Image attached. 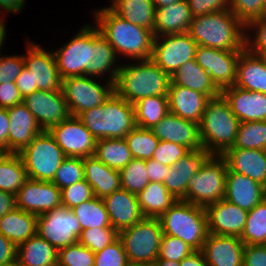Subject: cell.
<instances>
[{"mask_svg":"<svg viewBox=\"0 0 266 266\" xmlns=\"http://www.w3.org/2000/svg\"><path fill=\"white\" fill-rule=\"evenodd\" d=\"M96 11V27L116 54L135 60L151 59L154 35L150 29L128 22L109 7Z\"/></svg>","mask_w":266,"mask_h":266,"instance_id":"6da1fadb","label":"cell"},{"mask_svg":"<svg viewBox=\"0 0 266 266\" xmlns=\"http://www.w3.org/2000/svg\"><path fill=\"white\" fill-rule=\"evenodd\" d=\"M245 28L246 25L226 9L193 17L188 33L203 47L243 51L246 48Z\"/></svg>","mask_w":266,"mask_h":266,"instance_id":"7a4b0ae2","label":"cell"},{"mask_svg":"<svg viewBox=\"0 0 266 266\" xmlns=\"http://www.w3.org/2000/svg\"><path fill=\"white\" fill-rule=\"evenodd\" d=\"M170 83L171 76L153 60H139L138 64L120 67L114 91L134 105L145 97L168 96Z\"/></svg>","mask_w":266,"mask_h":266,"instance_id":"3957f363","label":"cell"},{"mask_svg":"<svg viewBox=\"0 0 266 266\" xmlns=\"http://www.w3.org/2000/svg\"><path fill=\"white\" fill-rule=\"evenodd\" d=\"M78 118L96 140L125 138L136 126L134 105L115 91L102 105L83 111Z\"/></svg>","mask_w":266,"mask_h":266,"instance_id":"277c9868","label":"cell"},{"mask_svg":"<svg viewBox=\"0 0 266 266\" xmlns=\"http://www.w3.org/2000/svg\"><path fill=\"white\" fill-rule=\"evenodd\" d=\"M239 119L222 95L210 99L199 124L202 148L212 155H222L233 147Z\"/></svg>","mask_w":266,"mask_h":266,"instance_id":"5b68a950","label":"cell"},{"mask_svg":"<svg viewBox=\"0 0 266 266\" xmlns=\"http://www.w3.org/2000/svg\"><path fill=\"white\" fill-rule=\"evenodd\" d=\"M163 234L177 237L201 251L209 234L205 208L177 200L159 218Z\"/></svg>","mask_w":266,"mask_h":266,"instance_id":"8992f818","label":"cell"},{"mask_svg":"<svg viewBox=\"0 0 266 266\" xmlns=\"http://www.w3.org/2000/svg\"><path fill=\"white\" fill-rule=\"evenodd\" d=\"M228 167L221 155H212L187 185L184 201L206 207L224 198Z\"/></svg>","mask_w":266,"mask_h":266,"instance_id":"52a82bcc","label":"cell"},{"mask_svg":"<svg viewBox=\"0 0 266 266\" xmlns=\"http://www.w3.org/2000/svg\"><path fill=\"white\" fill-rule=\"evenodd\" d=\"M18 154L28 178L39 181H53L56 171L66 157L47 130H42Z\"/></svg>","mask_w":266,"mask_h":266,"instance_id":"ba28073f","label":"cell"},{"mask_svg":"<svg viewBox=\"0 0 266 266\" xmlns=\"http://www.w3.org/2000/svg\"><path fill=\"white\" fill-rule=\"evenodd\" d=\"M162 235L159 219L149 217L118 232L129 263L153 264L158 257Z\"/></svg>","mask_w":266,"mask_h":266,"instance_id":"9c48e42d","label":"cell"},{"mask_svg":"<svg viewBox=\"0 0 266 266\" xmlns=\"http://www.w3.org/2000/svg\"><path fill=\"white\" fill-rule=\"evenodd\" d=\"M81 31L60 49L53 52L62 79L86 75V67L93 58V25Z\"/></svg>","mask_w":266,"mask_h":266,"instance_id":"30bf717a","label":"cell"},{"mask_svg":"<svg viewBox=\"0 0 266 266\" xmlns=\"http://www.w3.org/2000/svg\"><path fill=\"white\" fill-rule=\"evenodd\" d=\"M62 91L71 116L102 105L114 92V83L108 81L101 86L89 76L62 79Z\"/></svg>","mask_w":266,"mask_h":266,"instance_id":"8fae6325","label":"cell"},{"mask_svg":"<svg viewBox=\"0 0 266 266\" xmlns=\"http://www.w3.org/2000/svg\"><path fill=\"white\" fill-rule=\"evenodd\" d=\"M81 226L71 209L60 206L37 216V234L57 250L78 242Z\"/></svg>","mask_w":266,"mask_h":266,"instance_id":"7c38bea8","label":"cell"},{"mask_svg":"<svg viewBox=\"0 0 266 266\" xmlns=\"http://www.w3.org/2000/svg\"><path fill=\"white\" fill-rule=\"evenodd\" d=\"M197 46L188 32L157 36L153 40L151 60L172 76L187 61L195 59Z\"/></svg>","mask_w":266,"mask_h":266,"instance_id":"4fadbf2b","label":"cell"},{"mask_svg":"<svg viewBox=\"0 0 266 266\" xmlns=\"http://www.w3.org/2000/svg\"><path fill=\"white\" fill-rule=\"evenodd\" d=\"M48 131L65 156L86 158L94 155L96 139L78 116H70Z\"/></svg>","mask_w":266,"mask_h":266,"instance_id":"5bb4252c","label":"cell"},{"mask_svg":"<svg viewBox=\"0 0 266 266\" xmlns=\"http://www.w3.org/2000/svg\"><path fill=\"white\" fill-rule=\"evenodd\" d=\"M242 51H225L198 45L195 60L207 71L216 85L222 91L235 85L237 63Z\"/></svg>","mask_w":266,"mask_h":266,"instance_id":"9a60e30c","label":"cell"},{"mask_svg":"<svg viewBox=\"0 0 266 266\" xmlns=\"http://www.w3.org/2000/svg\"><path fill=\"white\" fill-rule=\"evenodd\" d=\"M23 104L42 130L48 131L71 116L62 90H37L23 98Z\"/></svg>","mask_w":266,"mask_h":266,"instance_id":"2e32d148","label":"cell"},{"mask_svg":"<svg viewBox=\"0 0 266 266\" xmlns=\"http://www.w3.org/2000/svg\"><path fill=\"white\" fill-rule=\"evenodd\" d=\"M15 199L16 207L37 216L62 206L61 189L52 181L28 178Z\"/></svg>","mask_w":266,"mask_h":266,"instance_id":"e0dca14e","label":"cell"},{"mask_svg":"<svg viewBox=\"0 0 266 266\" xmlns=\"http://www.w3.org/2000/svg\"><path fill=\"white\" fill-rule=\"evenodd\" d=\"M30 43H28V52L23 55V59L24 66L32 74L33 92L62 90V78L53 52H47L36 44Z\"/></svg>","mask_w":266,"mask_h":266,"instance_id":"ac0fdd59","label":"cell"},{"mask_svg":"<svg viewBox=\"0 0 266 266\" xmlns=\"http://www.w3.org/2000/svg\"><path fill=\"white\" fill-rule=\"evenodd\" d=\"M208 232L215 235L241 237L248 211L226 199H221L205 207Z\"/></svg>","mask_w":266,"mask_h":266,"instance_id":"d6986e66","label":"cell"},{"mask_svg":"<svg viewBox=\"0 0 266 266\" xmlns=\"http://www.w3.org/2000/svg\"><path fill=\"white\" fill-rule=\"evenodd\" d=\"M150 129L160 141L177 143L189 150L202 149L199 124L171 112Z\"/></svg>","mask_w":266,"mask_h":266,"instance_id":"ffe728a7","label":"cell"},{"mask_svg":"<svg viewBox=\"0 0 266 266\" xmlns=\"http://www.w3.org/2000/svg\"><path fill=\"white\" fill-rule=\"evenodd\" d=\"M211 156L212 154L204 148L190 150L174 165L169 166L163 184L174 198L177 200L184 199L188 182Z\"/></svg>","mask_w":266,"mask_h":266,"instance_id":"44dd1931","label":"cell"},{"mask_svg":"<svg viewBox=\"0 0 266 266\" xmlns=\"http://www.w3.org/2000/svg\"><path fill=\"white\" fill-rule=\"evenodd\" d=\"M244 247L238 236L209 233L201 252L209 266H243Z\"/></svg>","mask_w":266,"mask_h":266,"instance_id":"7402d4cb","label":"cell"},{"mask_svg":"<svg viewBox=\"0 0 266 266\" xmlns=\"http://www.w3.org/2000/svg\"><path fill=\"white\" fill-rule=\"evenodd\" d=\"M221 95L240 122L266 121V94L233 85L223 89Z\"/></svg>","mask_w":266,"mask_h":266,"instance_id":"603a6c76","label":"cell"},{"mask_svg":"<svg viewBox=\"0 0 266 266\" xmlns=\"http://www.w3.org/2000/svg\"><path fill=\"white\" fill-rule=\"evenodd\" d=\"M111 226L120 232L135 225L143 218L138 197L127 190L120 189L103 198Z\"/></svg>","mask_w":266,"mask_h":266,"instance_id":"cb8c5ba5","label":"cell"},{"mask_svg":"<svg viewBox=\"0 0 266 266\" xmlns=\"http://www.w3.org/2000/svg\"><path fill=\"white\" fill-rule=\"evenodd\" d=\"M7 114L10 121L8 153H19L34 140L42 129L23 103L7 108Z\"/></svg>","mask_w":266,"mask_h":266,"instance_id":"d4e9b609","label":"cell"},{"mask_svg":"<svg viewBox=\"0 0 266 266\" xmlns=\"http://www.w3.org/2000/svg\"><path fill=\"white\" fill-rule=\"evenodd\" d=\"M266 198V187L239 173L227 170L224 199L247 211Z\"/></svg>","mask_w":266,"mask_h":266,"instance_id":"484cf974","label":"cell"},{"mask_svg":"<svg viewBox=\"0 0 266 266\" xmlns=\"http://www.w3.org/2000/svg\"><path fill=\"white\" fill-rule=\"evenodd\" d=\"M221 156L229 171L243 174L266 187V150L227 149Z\"/></svg>","mask_w":266,"mask_h":266,"instance_id":"4316f807","label":"cell"},{"mask_svg":"<svg viewBox=\"0 0 266 266\" xmlns=\"http://www.w3.org/2000/svg\"><path fill=\"white\" fill-rule=\"evenodd\" d=\"M210 98L196 90L170 84L168 93L169 112L200 124Z\"/></svg>","mask_w":266,"mask_h":266,"instance_id":"83f0119b","label":"cell"},{"mask_svg":"<svg viewBox=\"0 0 266 266\" xmlns=\"http://www.w3.org/2000/svg\"><path fill=\"white\" fill-rule=\"evenodd\" d=\"M193 16L187 0L156 8L154 37L188 32Z\"/></svg>","mask_w":266,"mask_h":266,"instance_id":"f1b7e54d","label":"cell"},{"mask_svg":"<svg viewBox=\"0 0 266 266\" xmlns=\"http://www.w3.org/2000/svg\"><path fill=\"white\" fill-rule=\"evenodd\" d=\"M234 86L266 94V62L247 48L240 53Z\"/></svg>","mask_w":266,"mask_h":266,"instance_id":"f546056e","label":"cell"},{"mask_svg":"<svg viewBox=\"0 0 266 266\" xmlns=\"http://www.w3.org/2000/svg\"><path fill=\"white\" fill-rule=\"evenodd\" d=\"M84 179L92 187L94 195L103 199L121 189L120 172L111 169L94 155L83 158Z\"/></svg>","mask_w":266,"mask_h":266,"instance_id":"4dcf8cb0","label":"cell"},{"mask_svg":"<svg viewBox=\"0 0 266 266\" xmlns=\"http://www.w3.org/2000/svg\"><path fill=\"white\" fill-rule=\"evenodd\" d=\"M0 233L19 246L37 234V215L15 207L0 218Z\"/></svg>","mask_w":266,"mask_h":266,"instance_id":"1f68e13d","label":"cell"},{"mask_svg":"<svg viewBox=\"0 0 266 266\" xmlns=\"http://www.w3.org/2000/svg\"><path fill=\"white\" fill-rule=\"evenodd\" d=\"M58 250L38 234L17 246V266H55Z\"/></svg>","mask_w":266,"mask_h":266,"instance_id":"d6a6232c","label":"cell"},{"mask_svg":"<svg viewBox=\"0 0 266 266\" xmlns=\"http://www.w3.org/2000/svg\"><path fill=\"white\" fill-rule=\"evenodd\" d=\"M199 91L210 99L221 95V91L213 83L209 73L196 60L187 61L172 76L171 83Z\"/></svg>","mask_w":266,"mask_h":266,"instance_id":"836d02e7","label":"cell"},{"mask_svg":"<svg viewBox=\"0 0 266 266\" xmlns=\"http://www.w3.org/2000/svg\"><path fill=\"white\" fill-rule=\"evenodd\" d=\"M116 52L112 45L101 35L98 28L93 26V58L90 64L86 67V75L102 76L105 72H110V82L115 84L118 71L121 66H113L116 62ZM109 70V71H108Z\"/></svg>","mask_w":266,"mask_h":266,"instance_id":"e575fe53","label":"cell"},{"mask_svg":"<svg viewBox=\"0 0 266 266\" xmlns=\"http://www.w3.org/2000/svg\"><path fill=\"white\" fill-rule=\"evenodd\" d=\"M137 197L143 217L149 218H159L177 201L165 185L158 182H149Z\"/></svg>","mask_w":266,"mask_h":266,"instance_id":"d590c367","label":"cell"},{"mask_svg":"<svg viewBox=\"0 0 266 266\" xmlns=\"http://www.w3.org/2000/svg\"><path fill=\"white\" fill-rule=\"evenodd\" d=\"M109 7L114 13L130 23L153 32L156 8L151 0H112Z\"/></svg>","mask_w":266,"mask_h":266,"instance_id":"8d00e7d4","label":"cell"},{"mask_svg":"<svg viewBox=\"0 0 266 266\" xmlns=\"http://www.w3.org/2000/svg\"><path fill=\"white\" fill-rule=\"evenodd\" d=\"M94 156L106 166L118 171L133 159L124 138L96 140Z\"/></svg>","mask_w":266,"mask_h":266,"instance_id":"74e56055","label":"cell"},{"mask_svg":"<svg viewBox=\"0 0 266 266\" xmlns=\"http://www.w3.org/2000/svg\"><path fill=\"white\" fill-rule=\"evenodd\" d=\"M28 179L18 153H5L0 158V190L16 195Z\"/></svg>","mask_w":266,"mask_h":266,"instance_id":"f35d334b","label":"cell"},{"mask_svg":"<svg viewBox=\"0 0 266 266\" xmlns=\"http://www.w3.org/2000/svg\"><path fill=\"white\" fill-rule=\"evenodd\" d=\"M135 124L141 128H152L168 112V96H149L134 104Z\"/></svg>","mask_w":266,"mask_h":266,"instance_id":"ab89813d","label":"cell"},{"mask_svg":"<svg viewBox=\"0 0 266 266\" xmlns=\"http://www.w3.org/2000/svg\"><path fill=\"white\" fill-rule=\"evenodd\" d=\"M76 215L81 229L112 227L103 199L93 197L71 209Z\"/></svg>","mask_w":266,"mask_h":266,"instance_id":"60d3db41","label":"cell"},{"mask_svg":"<svg viewBox=\"0 0 266 266\" xmlns=\"http://www.w3.org/2000/svg\"><path fill=\"white\" fill-rule=\"evenodd\" d=\"M240 239L245 245H266V198L248 211Z\"/></svg>","mask_w":266,"mask_h":266,"instance_id":"b9f144b4","label":"cell"},{"mask_svg":"<svg viewBox=\"0 0 266 266\" xmlns=\"http://www.w3.org/2000/svg\"><path fill=\"white\" fill-rule=\"evenodd\" d=\"M266 150V121L240 122L233 147Z\"/></svg>","mask_w":266,"mask_h":266,"instance_id":"7bdbcfd3","label":"cell"},{"mask_svg":"<svg viewBox=\"0 0 266 266\" xmlns=\"http://www.w3.org/2000/svg\"><path fill=\"white\" fill-rule=\"evenodd\" d=\"M133 158L148 160L152 158L159 139L151 129L135 126L124 138Z\"/></svg>","mask_w":266,"mask_h":266,"instance_id":"ee69618b","label":"cell"},{"mask_svg":"<svg viewBox=\"0 0 266 266\" xmlns=\"http://www.w3.org/2000/svg\"><path fill=\"white\" fill-rule=\"evenodd\" d=\"M119 172L121 188L136 195L150 182L144 159L133 158Z\"/></svg>","mask_w":266,"mask_h":266,"instance_id":"f6af8a7d","label":"cell"},{"mask_svg":"<svg viewBox=\"0 0 266 266\" xmlns=\"http://www.w3.org/2000/svg\"><path fill=\"white\" fill-rule=\"evenodd\" d=\"M82 179H84L83 158L66 156L52 182L59 189H63Z\"/></svg>","mask_w":266,"mask_h":266,"instance_id":"bcb514c9","label":"cell"},{"mask_svg":"<svg viewBox=\"0 0 266 266\" xmlns=\"http://www.w3.org/2000/svg\"><path fill=\"white\" fill-rule=\"evenodd\" d=\"M118 238L113 227L88 228L81 231L78 242L94 253L103 250Z\"/></svg>","mask_w":266,"mask_h":266,"instance_id":"7dc6e473","label":"cell"},{"mask_svg":"<svg viewBox=\"0 0 266 266\" xmlns=\"http://www.w3.org/2000/svg\"><path fill=\"white\" fill-rule=\"evenodd\" d=\"M95 253L81 243L58 250V264L61 266H94Z\"/></svg>","mask_w":266,"mask_h":266,"instance_id":"c3c4849f","label":"cell"},{"mask_svg":"<svg viewBox=\"0 0 266 266\" xmlns=\"http://www.w3.org/2000/svg\"><path fill=\"white\" fill-rule=\"evenodd\" d=\"M229 10L246 26L266 15L265 0H230Z\"/></svg>","mask_w":266,"mask_h":266,"instance_id":"681fc988","label":"cell"},{"mask_svg":"<svg viewBox=\"0 0 266 266\" xmlns=\"http://www.w3.org/2000/svg\"><path fill=\"white\" fill-rule=\"evenodd\" d=\"M193 252L194 250L182 239L163 234L157 259L180 262Z\"/></svg>","mask_w":266,"mask_h":266,"instance_id":"f907efd6","label":"cell"},{"mask_svg":"<svg viewBox=\"0 0 266 266\" xmlns=\"http://www.w3.org/2000/svg\"><path fill=\"white\" fill-rule=\"evenodd\" d=\"M95 197L92 187L85 179L61 189L62 206L72 209Z\"/></svg>","mask_w":266,"mask_h":266,"instance_id":"816d5d0a","label":"cell"},{"mask_svg":"<svg viewBox=\"0 0 266 266\" xmlns=\"http://www.w3.org/2000/svg\"><path fill=\"white\" fill-rule=\"evenodd\" d=\"M94 266H128L129 262L122 242L117 238L103 250L95 253Z\"/></svg>","mask_w":266,"mask_h":266,"instance_id":"f5cc1de1","label":"cell"},{"mask_svg":"<svg viewBox=\"0 0 266 266\" xmlns=\"http://www.w3.org/2000/svg\"><path fill=\"white\" fill-rule=\"evenodd\" d=\"M190 150L185 146L177 143L159 141L157 148L155 149L152 158L157 162L170 166L174 165L178 160L186 155Z\"/></svg>","mask_w":266,"mask_h":266,"instance_id":"db71d44e","label":"cell"},{"mask_svg":"<svg viewBox=\"0 0 266 266\" xmlns=\"http://www.w3.org/2000/svg\"><path fill=\"white\" fill-rule=\"evenodd\" d=\"M256 29V35L253 40L249 36H246V48L254 54L259 55L266 49V15L251 21L246 28Z\"/></svg>","mask_w":266,"mask_h":266,"instance_id":"11a10c76","label":"cell"},{"mask_svg":"<svg viewBox=\"0 0 266 266\" xmlns=\"http://www.w3.org/2000/svg\"><path fill=\"white\" fill-rule=\"evenodd\" d=\"M24 67L23 56H3L0 57V84L16 82Z\"/></svg>","mask_w":266,"mask_h":266,"instance_id":"9f6ffc18","label":"cell"},{"mask_svg":"<svg viewBox=\"0 0 266 266\" xmlns=\"http://www.w3.org/2000/svg\"><path fill=\"white\" fill-rule=\"evenodd\" d=\"M193 17L229 9L230 0H187Z\"/></svg>","mask_w":266,"mask_h":266,"instance_id":"6f0895ef","label":"cell"},{"mask_svg":"<svg viewBox=\"0 0 266 266\" xmlns=\"http://www.w3.org/2000/svg\"><path fill=\"white\" fill-rule=\"evenodd\" d=\"M23 103L16 82L0 84V108H10Z\"/></svg>","mask_w":266,"mask_h":266,"instance_id":"680465c9","label":"cell"},{"mask_svg":"<svg viewBox=\"0 0 266 266\" xmlns=\"http://www.w3.org/2000/svg\"><path fill=\"white\" fill-rule=\"evenodd\" d=\"M243 266H266V245H245Z\"/></svg>","mask_w":266,"mask_h":266,"instance_id":"91938a15","label":"cell"},{"mask_svg":"<svg viewBox=\"0 0 266 266\" xmlns=\"http://www.w3.org/2000/svg\"><path fill=\"white\" fill-rule=\"evenodd\" d=\"M17 246L0 233V266L16 264Z\"/></svg>","mask_w":266,"mask_h":266,"instance_id":"94428289","label":"cell"},{"mask_svg":"<svg viewBox=\"0 0 266 266\" xmlns=\"http://www.w3.org/2000/svg\"><path fill=\"white\" fill-rule=\"evenodd\" d=\"M146 169L150 182L163 183L169 166L161 164L153 159L146 160Z\"/></svg>","mask_w":266,"mask_h":266,"instance_id":"6125c7cd","label":"cell"},{"mask_svg":"<svg viewBox=\"0 0 266 266\" xmlns=\"http://www.w3.org/2000/svg\"><path fill=\"white\" fill-rule=\"evenodd\" d=\"M16 85L22 98L33 93L32 74L25 66L22 68L20 75L16 79Z\"/></svg>","mask_w":266,"mask_h":266,"instance_id":"be15d7a7","label":"cell"},{"mask_svg":"<svg viewBox=\"0 0 266 266\" xmlns=\"http://www.w3.org/2000/svg\"><path fill=\"white\" fill-rule=\"evenodd\" d=\"M10 121L7 108H0V147L8 153V134Z\"/></svg>","mask_w":266,"mask_h":266,"instance_id":"e7e4bbea","label":"cell"},{"mask_svg":"<svg viewBox=\"0 0 266 266\" xmlns=\"http://www.w3.org/2000/svg\"><path fill=\"white\" fill-rule=\"evenodd\" d=\"M16 207L15 195L0 190V218Z\"/></svg>","mask_w":266,"mask_h":266,"instance_id":"03108f58","label":"cell"},{"mask_svg":"<svg viewBox=\"0 0 266 266\" xmlns=\"http://www.w3.org/2000/svg\"><path fill=\"white\" fill-rule=\"evenodd\" d=\"M180 266H209L201 251H194L180 261Z\"/></svg>","mask_w":266,"mask_h":266,"instance_id":"003e7915","label":"cell"},{"mask_svg":"<svg viewBox=\"0 0 266 266\" xmlns=\"http://www.w3.org/2000/svg\"><path fill=\"white\" fill-rule=\"evenodd\" d=\"M25 0H0V8L7 12L17 13L19 10L22 11L24 8Z\"/></svg>","mask_w":266,"mask_h":266,"instance_id":"a7ac6f4b","label":"cell"},{"mask_svg":"<svg viewBox=\"0 0 266 266\" xmlns=\"http://www.w3.org/2000/svg\"><path fill=\"white\" fill-rule=\"evenodd\" d=\"M154 266H180V262L170 261L166 259H157L154 263Z\"/></svg>","mask_w":266,"mask_h":266,"instance_id":"89a4df30","label":"cell"},{"mask_svg":"<svg viewBox=\"0 0 266 266\" xmlns=\"http://www.w3.org/2000/svg\"><path fill=\"white\" fill-rule=\"evenodd\" d=\"M151 1L153 2V5L155 6V8H160V7L168 6L170 4H173L181 0H151Z\"/></svg>","mask_w":266,"mask_h":266,"instance_id":"2644e50d","label":"cell"},{"mask_svg":"<svg viewBox=\"0 0 266 266\" xmlns=\"http://www.w3.org/2000/svg\"><path fill=\"white\" fill-rule=\"evenodd\" d=\"M4 19H2L1 20V18H0V50H1V47H2V45H3V43H4V39H5V37H6V31L7 30H5L6 29V25H4V22L5 21H3Z\"/></svg>","mask_w":266,"mask_h":266,"instance_id":"8c879c8a","label":"cell"},{"mask_svg":"<svg viewBox=\"0 0 266 266\" xmlns=\"http://www.w3.org/2000/svg\"><path fill=\"white\" fill-rule=\"evenodd\" d=\"M128 266H154L153 264H145V263H129Z\"/></svg>","mask_w":266,"mask_h":266,"instance_id":"753ad0ef","label":"cell"},{"mask_svg":"<svg viewBox=\"0 0 266 266\" xmlns=\"http://www.w3.org/2000/svg\"><path fill=\"white\" fill-rule=\"evenodd\" d=\"M259 56L266 62V49L265 50H263L260 54H259Z\"/></svg>","mask_w":266,"mask_h":266,"instance_id":"34e18365","label":"cell"},{"mask_svg":"<svg viewBox=\"0 0 266 266\" xmlns=\"http://www.w3.org/2000/svg\"><path fill=\"white\" fill-rule=\"evenodd\" d=\"M6 152L0 147V158L5 154Z\"/></svg>","mask_w":266,"mask_h":266,"instance_id":"11e5206c","label":"cell"}]
</instances>
